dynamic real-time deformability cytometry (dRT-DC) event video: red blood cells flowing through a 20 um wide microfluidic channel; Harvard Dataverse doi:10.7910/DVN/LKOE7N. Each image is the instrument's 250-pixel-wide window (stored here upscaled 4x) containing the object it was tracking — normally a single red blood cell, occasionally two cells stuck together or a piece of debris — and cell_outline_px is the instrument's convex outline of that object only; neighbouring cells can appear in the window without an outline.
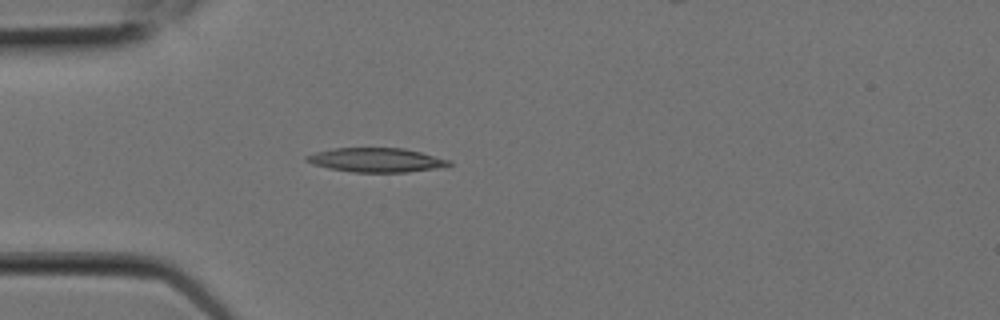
{"species": "Egyptian fruit bat (a non-hibernating species)", "species_latin": "Rousettus aegyptiacus", "temperature_condition": "room temperature", "stored_images_in_passage": 4, "camera_frame_rate_fps": 3000, "um_per_image_px": 0.085, "animal": {"sex": "female"}, "frame": {"image": 1, "passage_image": 4, "time_ms": 1.0, "image_size_px": [1000, 320], "cell_outline_px": [[452, 164], [436, 168], [408, 172], [352, 172], [328, 168], [312, 164], [304, 160], [304, 156], [316, 152], [332, 148], [404, 148], [452, 160]], "centroid_in_image_um": [31.95, 13.6], "position_along_channel_um": 53.0, "area_um2": 20.11}}